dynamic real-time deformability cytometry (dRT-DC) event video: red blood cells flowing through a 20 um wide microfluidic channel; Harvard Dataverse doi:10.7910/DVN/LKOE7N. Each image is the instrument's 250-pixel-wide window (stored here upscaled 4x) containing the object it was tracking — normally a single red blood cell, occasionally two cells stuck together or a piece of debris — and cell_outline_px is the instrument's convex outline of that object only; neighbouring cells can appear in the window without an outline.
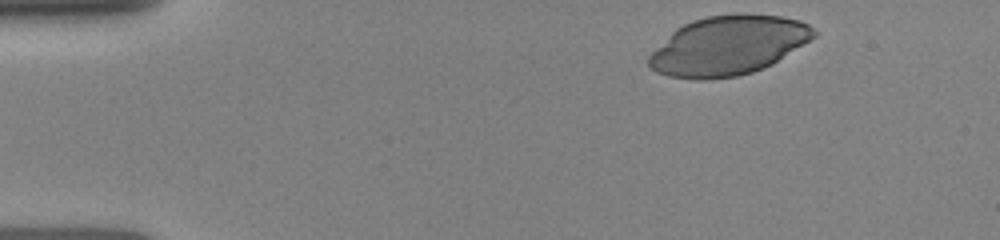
{"species": "human", "species_latin": "Homo sapiens", "temperature_condition": "room temperature", "stored_images_in_passage": 8, "camera_frame_rate_fps": 3000, "um_per_image_px": 0.085, "donor": {"sex": "female"}, "frame": {"image": 1, "passage_image": 1, "time_ms": 0.0, "image_size_px": [1000, 240], "cell_outline_px": [[816, 36], [772, 64], [764, 68], [752, 72], [736, 76], [708, 80], [696, 80], [668, 76], [656, 72], [648, 64], [648, 56], [676, 28], [692, 20], [708, 16], [736, 12], [744, 12], [780, 16], [800, 20], [808, 24], [816, 32]], "centroid_in_image_um": [61.89, 3.86], "position_along_channel_um": 23.1, "area_um2": 57.16}}